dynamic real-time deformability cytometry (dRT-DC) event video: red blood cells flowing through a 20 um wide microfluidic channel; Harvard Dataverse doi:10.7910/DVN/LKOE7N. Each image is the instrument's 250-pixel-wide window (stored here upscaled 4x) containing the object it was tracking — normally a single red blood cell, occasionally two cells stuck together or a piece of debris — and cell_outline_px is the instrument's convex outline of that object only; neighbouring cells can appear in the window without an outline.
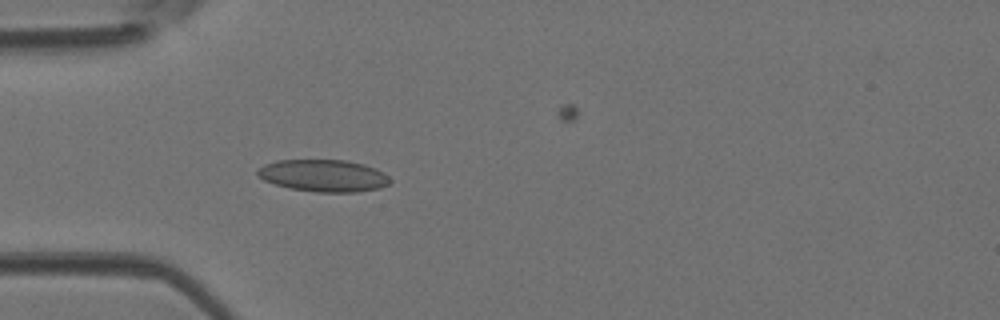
{"species": "Egyptian fruit bat (a non-hibernating species)", "species_latin": "Rousettus aegyptiacus", "temperature_condition": "room temperature", "stored_images_in_passage": 34, "camera_frame_rate_fps": 3000, "um_per_image_px": 0.085, "animal": {"sex": "female"}, "frame": {"image": 1, "passage_image": 1, "time_ms": 0.0, "image_size_px": [1000, 320], "cell_outline_px": [[392, 180], [388, 184], [380, 188], [356, 192], [316, 192], [288, 188], [264, 180], [256, 172], [264, 164], [276, 160], [344, 160], [364, 164], [376, 168], [384, 172]], "centroid_in_image_um": [27.53, 14.93], "position_along_channel_um": 57.5, "area_um2": 24.8}}
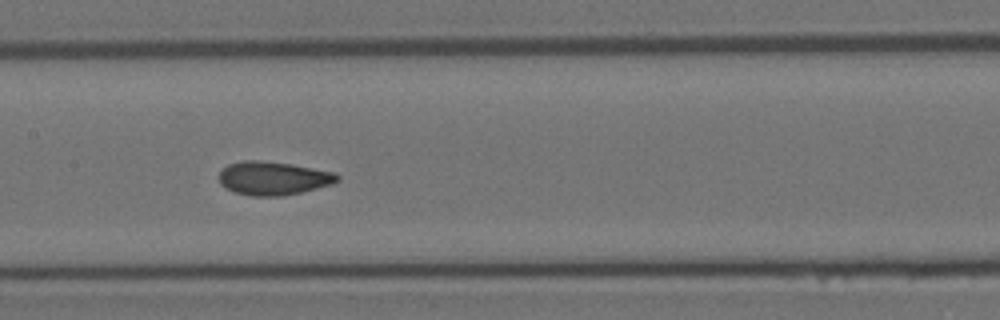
{"frame": {"image": 2, "passage_image": 10, "time_ms": 3.0, "image_size_px": [1000, 320], "cell_outline_px": [[340, 180], [332, 184], [300, 192], [280, 196], [252, 196], [236, 192], [224, 188], [220, 184], [220, 172], [228, 164], [244, 160], [260, 160], [292, 164], [336, 172], [340, 176]], "centroid_in_image_um": [23.24, 15.14], "position_along_channel_um": 184.2, "area_um2": 23.12}}
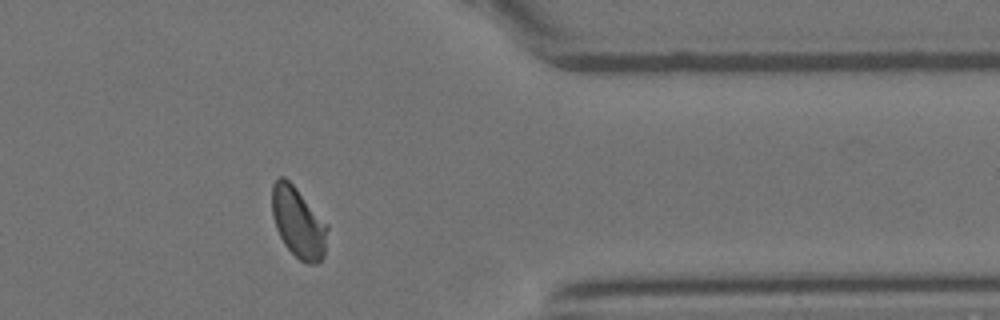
{"frame": {"image": 3, "passage_image": 25, "time_ms": 8.0, "image_size_px": [1000, 320], "cell_outline_px": [[328, 228], [324, 256], [316, 264], [308, 264], [300, 260], [284, 244], [276, 228], [272, 216], [272, 184], [280, 176], [284, 176], [296, 188], [328, 224]], "centroid_in_image_um": [25.35, 18.91], "position_along_channel_um": 386.0, "area_um2": 22.72}}